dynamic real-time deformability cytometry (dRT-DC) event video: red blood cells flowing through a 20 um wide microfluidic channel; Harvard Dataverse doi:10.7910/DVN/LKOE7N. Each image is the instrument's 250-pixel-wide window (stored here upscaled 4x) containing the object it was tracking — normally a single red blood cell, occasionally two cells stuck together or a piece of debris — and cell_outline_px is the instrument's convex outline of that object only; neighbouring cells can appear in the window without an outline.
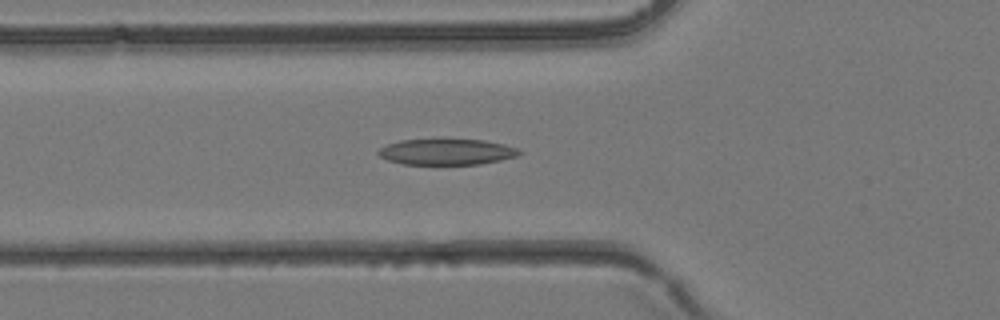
{"species": "common noctule bat (a hibernating species)", "species_latin": "Nyctalus noctula", "temperature_condition": "room temperature", "stored_images_in_passage": 30, "camera_frame_rate_fps": 3000, "um_per_image_px": 0.085, "animal": {"sex": "female", "body_mass_g": 24.6, "forearm_length_mm": 56.2}, "frame": {"image": 1, "passage_image": 5, "time_ms": 1.333, "image_size_px": [1000, 320], "cell_outline_px": [[520, 152], [516, 156], [500, 160], [480, 164], [404, 164], [388, 160], [380, 156], [376, 152], [380, 148], [388, 144], [400, 140], [484, 140], [504, 144], [520, 148]], "centroid_in_image_um": [37.97, 12.91], "position_along_channel_um": 87.8, "area_um2": 21.04}}
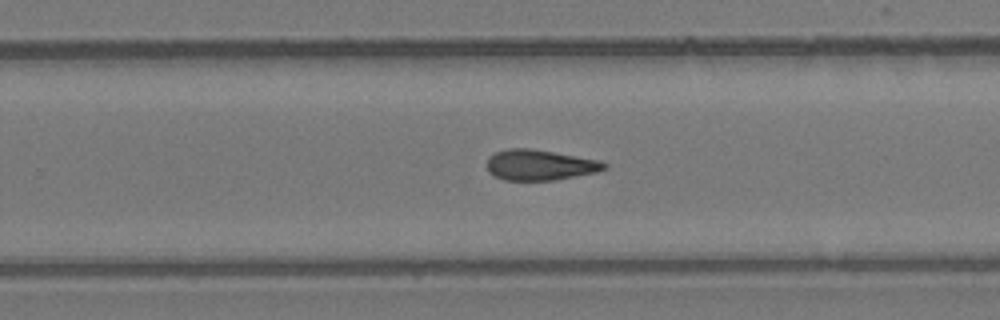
{"frame": {"image": 2, "passage_image": 16, "time_ms": 5.0, "image_size_px": [1000, 320], "cell_outline_px": [[608, 168], [596, 172], [552, 180], [504, 180], [492, 176], [488, 172], [488, 156], [496, 152], [508, 148], [528, 148], [600, 160], [608, 164]], "centroid_in_image_um": [45.86, 14.02], "position_along_channel_um": 283.9, "area_um2": 20.81}}
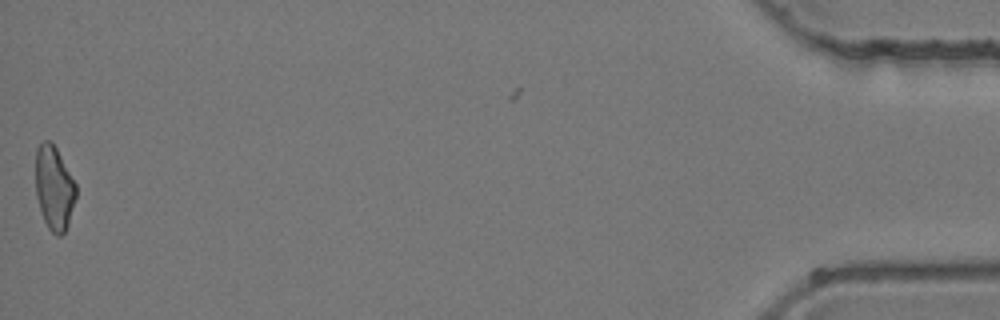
{"frame": {"image": 3, "passage_image": 30, "time_ms": 9.667, "image_size_px": [1000, 320], "cell_outline_px": [[76, 196], [68, 224], [64, 232], [60, 236], [56, 236], [48, 228], [44, 220], [36, 196], [36, 148], [44, 140], [52, 140], [76, 184]], "centroid_in_image_um": [4.6, 15.96], "position_along_channel_um": 430.6, "area_um2": 19.71}}